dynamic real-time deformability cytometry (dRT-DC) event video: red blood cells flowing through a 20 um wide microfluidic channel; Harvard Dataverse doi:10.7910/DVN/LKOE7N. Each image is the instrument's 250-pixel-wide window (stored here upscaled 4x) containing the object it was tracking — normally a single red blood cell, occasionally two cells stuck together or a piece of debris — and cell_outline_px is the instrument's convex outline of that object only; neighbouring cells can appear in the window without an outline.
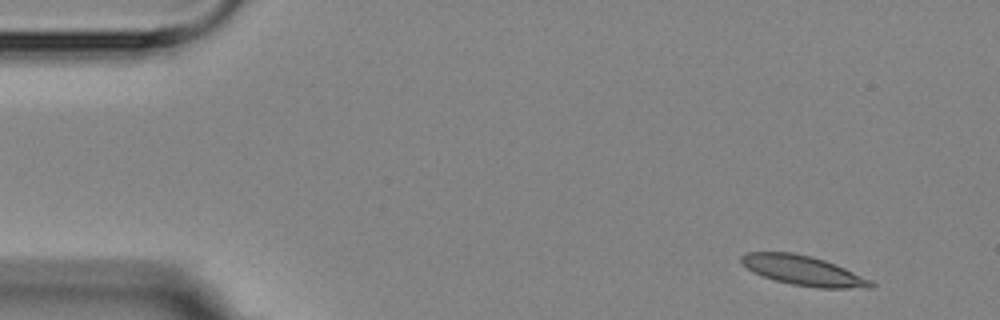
{"species": "Egyptian fruit bat (a non-hibernating species)", "species_latin": "Rousettus aegyptiacus", "temperature_condition": "room temperature", "stored_images_in_passage": 4, "camera_frame_rate_fps": 3000, "um_per_image_px": 0.085, "animal": {"sex": "female"}, "frame": {"image": 1, "passage_image": 1, "time_ms": 0.0, "image_size_px": [1000, 320], "cell_outline_px": [[876, 284], [872, 288], [816, 288], [792, 284], [776, 280], [752, 272], [740, 260], [740, 256], [748, 252], [792, 252], [812, 256], [824, 260], [844, 268], [872, 280]], "centroid_in_image_um": [68.3, 23.0], "position_along_channel_um": 16.7, "area_um2": 22.31}}